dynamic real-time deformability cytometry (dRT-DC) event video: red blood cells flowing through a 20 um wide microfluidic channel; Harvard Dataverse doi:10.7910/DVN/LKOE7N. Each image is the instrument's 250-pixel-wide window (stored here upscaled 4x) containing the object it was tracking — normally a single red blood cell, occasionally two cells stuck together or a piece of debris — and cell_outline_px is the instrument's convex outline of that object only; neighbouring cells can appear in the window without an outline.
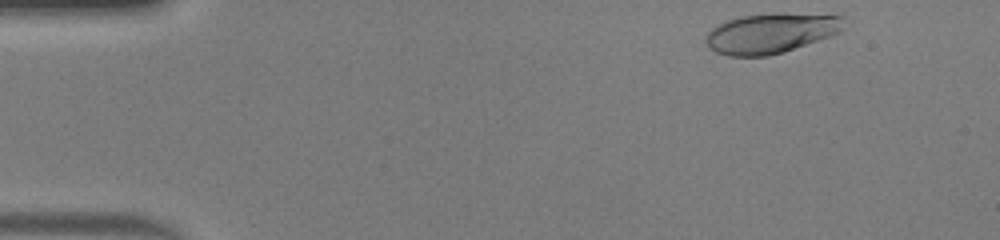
{"species": "human", "species_latin": "Homo sapiens", "temperature_condition": "warm", "stored_images_in_passage": 41, "camera_frame_rate_fps": 3000, "um_per_image_px": 0.085, "donor": {"sex": "male"}, "frame": {"image": 1, "passage_image": 2, "time_ms": 0.333, "image_size_px": [1000, 240], "cell_outline_px": [[844, 16], [840, 32], [832, 36], [784, 52], [768, 56], [728, 56], [716, 52], [708, 48], [704, 40], [708, 32], [716, 24], [740, 16], [776, 12]], "centroid_in_image_um": [65.49, 2.82], "position_along_channel_um": 19.5, "area_um2": 32.54}}
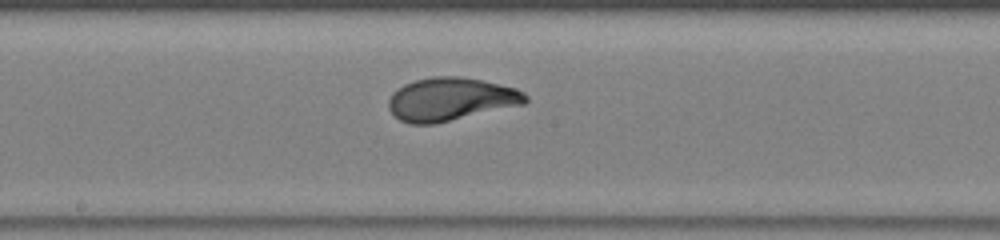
{"frame": {"image": 2, "passage_image": 23, "time_ms": 7.333, "image_size_px": [1000, 240], "cell_outline_px": [[528, 100], [524, 104], [436, 124], [408, 124], [400, 120], [388, 108], [388, 100], [392, 92], [396, 88], [404, 84], [416, 80], [432, 76], [456, 76], [480, 80], [516, 88], [524, 92], [528, 96]], "centroid_in_image_um": [38.29, 8.44], "position_along_channel_um": 209.9, "area_um2": 34.51}}
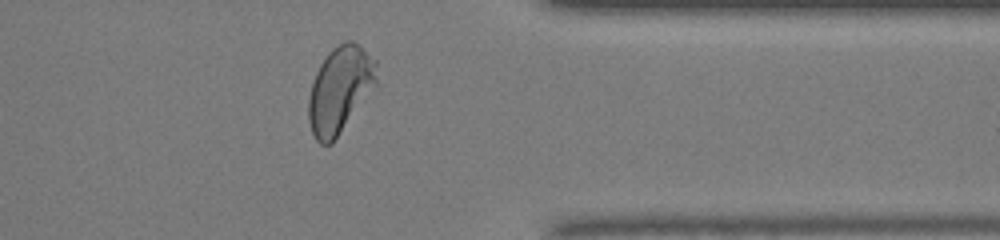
{"frame": {"image": 3, "passage_image": 36, "time_ms": 11.667, "image_size_px": [1000, 240], "cell_outline_px": [[376, 84], [332, 144], [320, 144], [316, 140], [312, 132], [308, 120], [308, 100], [312, 84], [316, 72], [320, 64], [328, 52], [332, 48], [344, 40], [352, 40], [360, 44], [376, 60]], "centroid_in_image_um": [28.88, 7.59], "position_along_channel_um": 382.5, "area_um2": 34.16}, "authors_computed_cell_mechanics": {"area_um2": 33.524, "velocity_mm_per_s": 4.2123, "shape_relaxation_time_tau1_ms": 3.8267, "shape_relaxation_time_tau2_ms": null, "deformation_change_tau1": 0.2163, "deformation_change_tau2": null}}